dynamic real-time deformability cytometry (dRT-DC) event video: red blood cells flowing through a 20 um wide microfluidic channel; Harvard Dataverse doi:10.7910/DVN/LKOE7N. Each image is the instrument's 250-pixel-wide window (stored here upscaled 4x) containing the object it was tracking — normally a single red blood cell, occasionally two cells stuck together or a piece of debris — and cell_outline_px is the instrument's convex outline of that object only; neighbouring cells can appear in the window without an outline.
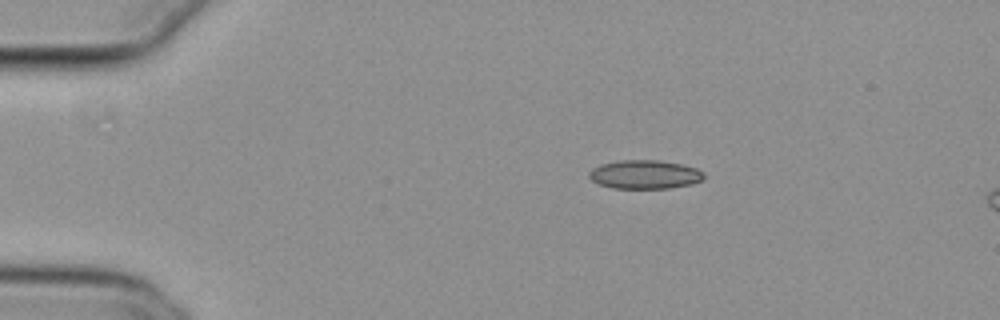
{"species": "common noctule bat (a hibernating species)", "species_latin": "Nyctalus noctula", "temperature_condition": "cold", "stored_images_in_passage": 45, "camera_frame_rate_fps": 3000, "um_per_image_px": 0.085, "animal": {"sex": "female", "body_mass_g": 29.2, "forearm_length_mm": 56.3}, "frame": {"image": 1, "passage_image": 1, "time_ms": 0.0, "image_size_px": [1000, 320], "cell_outline_px": [[704, 176], [700, 180], [692, 184], [668, 188], [612, 188], [600, 184], [592, 180], [588, 176], [588, 172], [592, 168], [600, 164], [620, 160], [660, 160], [680, 164], [696, 168], [704, 172]], "centroid_in_image_um": [54.78, 14.82], "position_along_channel_um": 30.2, "area_um2": 19.19}}
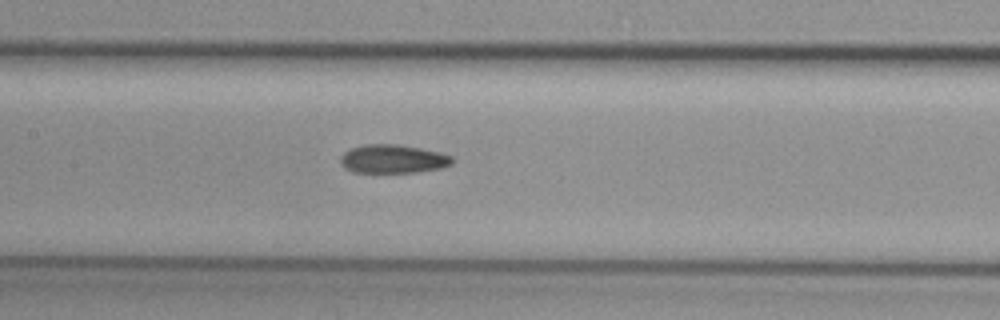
{"frame": {"image": 2, "passage_image": 17, "time_ms": 5.333, "image_size_px": [1000, 320], "cell_outline_px": [[452, 164], [440, 168], [416, 172], [352, 172], [344, 168], [340, 164], [340, 156], [344, 152], [352, 148], [364, 144], [396, 144], [420, 148], [440, 152], [452, 156]], "centroid_in_image_um": [33.37, 13.51], "position_along_channel_um": 174.0, "area_um2": 18.61}}
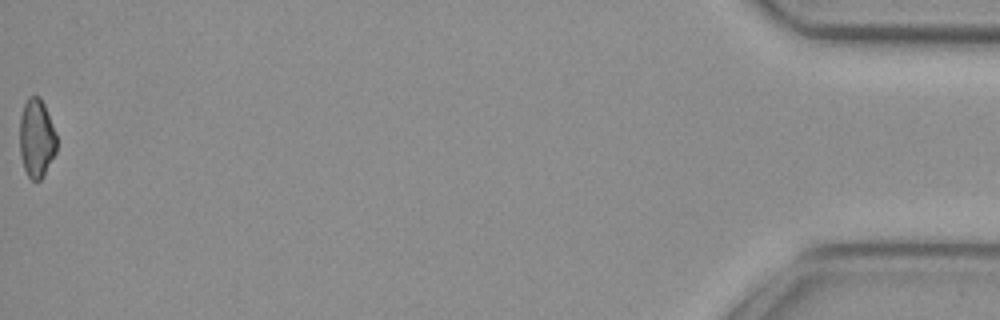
{"frame": {"image": 3, "passage_image": 45, "time_ms": 14.667, "image_size_px": [1000, 320], "cell_outline_px": [[56, 152], [44, 176], [40, 180], [32, 180], [28, 176], [24, 168], [20, 156], [20, 116], [24, 104], [28, 96], [40, 96], [44, 104], [56, 132]], "centroid_in_image_um": [3.11, 11.75], "position_along_channel_um": 432.1, "area_um2": 17.05}, "authors_computed_cell_mechanics": {"area_um2": 18.6116, "velocity_mm_per_s": 3.8384, "shape_relaxation_time_tau1_ms": null, "shape_relaxation_time_tau2_ms": 4.578, "deformation_change_tau1": null, "deformation_change_tau2": 0.0904}}